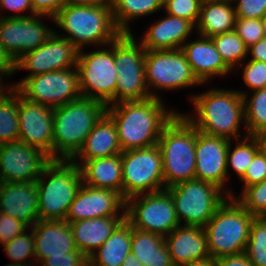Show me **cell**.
<instances>
[{
    "mask_svg": "<svg viewBox=\"0 0 266 266\" xmlns=\"http://www.w3.org/2000/svg\"><path fill=\"white\" fill-rule=\"evenodd\" d=\"M121 153L122 149L119 144L116 126L105 113L71 161L81 166L87 160L110 157Z\"/></svg>",
    "mask_w": 266,
    "mask_h": 266,
    "instance_id": "484cf974",
    "label": "cell"
},
{
    "mask_svg": "<svg viewBox=\"0 0 266 266\" xmlns=\"http://www.w3.org/2000/svg\"><path fill=\"white\" fill-rule=\"evenodd\" d=\"M15 74V62L9 57L0 45V75L2 77H12Z\"/></svg>",
    "mask_w": 266,
    "mask_h": 266,
    "instance_id": "f907efd6",
    "label": "cell"
},
{
    "mask_svg": "<svg viewBox=\"0 0 266 266\" xmlns=\"http://www.w3.org/2000/svg\"><path fill=\"white\" fill-rule=\"evenodd\" d=\"M196 35L198 38L194 40L188 39L181 47V50L197 79L202 84L207 83L208 85L216 77L226 78L228 74L233 73V70L220 56L212 39Z\"/></svg>",
    "mask_w": 266,
    "mask_h": 266,
    "instance_id": "7402d4cb",
    "label": "cell"
},
{
    "mask_svg": "<svg viewBox=\"0 0 266 266\" xmlns=\"http://www.w3.org/2000/svg\"><path fill=\"white\" fill-rule=\"evenodd\" d=\"M123 198L165 189L162 156L158 145L123 151Z\"/></svg>",
    "mask_w": 266,
    "mask_h": 266,
    "instance_id": "4fadbf2b",
    "label": "cell"
},
{
    "mask_svg": "<svg viewBox=\"0 0 266 266\" xmlns=\"http://www.w3.org/2000/svg\"><path fill=\"white\" fill-rule=\"evenodd\" d=\"M136 39L135 33H121L114 40L116 103L151 97L145 81V49Z\"/></svg>",
    "mask_w": 266,
    "mask_h": 266,
    "instance_id": "30bf717a",
    "label": "cell"
},
{
    "mask_svg": "<svg viewBox=\"0 0 266 266\" xmlns=\"http://www.w3.org/2000/svg\"><path fill=\"white\" fill-rule=\"evenodd\" d=\"M211 39L224 62L232 70L248 58V47L234 30Z\"/></svg>",
    "mask_w": 266,
    "mask_h": 266,
    "instance_id": "8d00e7d4",
    "label": "cell"
},
{
    "mask_svg": "<svg viewBox=\"0 0 266 266\" xmlns=\"http://www.w3.org/2000/svg\"><path fill=\"white\" fill-rule=\"evenodd\" d=\"M125 216L99 217L69 223L76 248L89 257L112 234Z\"/></svg>",
    "mask_w": 266,
    "mask_h": 266,
    "instance_id": "4316f807",
    "label": "cell"
},
{
    "mask_svg": "<svg viewBox=\"0 0 266 266\" xmlns=\"http://www.w3.org/2000/svg\"><path fill=\"white\" fill-rule=\"evenodd\" d=\"M44 19L54 23L53 17L45 15L0 18V45L14 62L44 44L54 33Z\"/></svg>",
    "mask_w": 266,
    "mask_h": 266,
    "instance_id": "2e32d148",
    "label": "cell"
},
{
    "mask_svg": "<svg viewBox=\"0 0 266 266\" xmlns=\"http://www.w3.org/2000/svg\"><path fill=\"white\" fill-rule=\"evenodd\" d=\"M244 253L254 266H266V217L253 219Z\"/></svg>",
    "mask_w": 266,
    "mask_h": 266,
    "instance_id": "74e56055",
    "label": "cell"
},
{
    "mask_svg": "<svg viewBox=\"0 0 266 266\" xmlns=\"http://www.w3.org/2000/svg\"><path fill=\"white\" fill-rule=\"evenodd\" d=\"M53 20L55 27L63 31L54 29V32L79 50L91 45L94 48L109 45L121 34L113 21L110 0L95 6L65 4Z\"/></svg>",
    "mask_w": 266,
    "mask_h": 266,
    "instance_id": "3957f363",
    "label": "cell"
},
{
    "mask_svg": "<svg viewBox=\"0 0 266 266\" xmlns=\"http://www.w3.org/2000/svg\"><path fill=\"white\" fill-rule=\"evenodd\" d=\"M16 90L26 100L52 108L82 97L76 67L27 77Z\"/></svg>",
    "mask_w": 266,
    "mask_h": 266,
    "instance_id": "5bb4252c",
    "label": "cell"
},
{
    "mask_svg": "<svg viewBox=\"0 0 266 266\" xmlns=\"http://www.w3.org/2000/svg\"><path fill=\"white\" fill-rule=\"evenodd\" d=\"M28 227L12 216L0 213V245L8 243Z\"/></svg>",
    "mask_w": 266,
    "mask_h": 266,
    "instance_id": "f6af8a7d",
    "label": "cell"
},
{
    "mask_svg": "<svg viewBox=\"0 0 266 266\" xmlns=\"http://www.w3.org/2000/svg\"><path fill=\"white\" fill-rule=\"evenodd\" d=\"M262 26H263V31H264V35L266 37V15H264L262 18Z\"/></svg>",
    "mask_w": 266,
    "mask_h": 266,
    "instance_id": "680465c9",
    "label": "cell"
},
{
    "mask_svg": "<svg viewBox=\"0 0 266 266\" xmlns=\"http://www.w3.org/2000/svg\"><path fill=\"white\" fill-rule=\"evenodd\" d=\"M236 18L232 2L204 0L195 26V34L212 38L233 31Z\"/></svg>",
    "mask_w": 266,
    "mask_h": 266,
    "instance_id": "f1b7e54d",
    "label": "cell"
},
{
    "mask_svg": "<svg viewBox=\"0 0 266 266\" xmlns=\"http://www.w3.org/2000/svg\"><path fill=\"white\" fill-rule=\"evenodd\" d=\"M230 140L196 129L195 178L216 185L228 196L227 150Z\"/></svg>",
    "mask_w": 266,
    "mask_h": 266,
    "instance_id": "ac0fdd59",
    "label": "cell"
},
{
    "mask_svg": "<svg viewBox=\"0 0 266 266\" xmlns=\"http://www.w3.org/2000/svg\"><path fill=\"white\" fill-rule=\"evenodd\" d=\"M233 71L236 73L237 71L240 72L244 86L248 87L246 89L247 91L243 89L241 91L240 88L237 89L242 96L249 92L266 88V62L254 61L247 58V60L237 66Z\"/></svg>",
    "mask_w": 266,
    "mask_h": 266,
    "instance_id": "ab89813d",
    "label": "cell"
},
{
    "mask_svg": "<svg viewBox=\"0 0 266 266\" xmlns=\"http://www.w3.org/2000/svg\"><path fill=\"white\" fill-rule=\"evenodd\" d=\"M50 161L41 149L23 141L0 144V183L36 181Z\"/></svg>",
    "mask_w": 266,
    "mask_h": 266,
    "instance_id": "e0dca14e",
    "label": "cell"
},
{
    "mask_svg": "<svg viewBox=\"0 0 266 266\" xmlns=\"http://www.w3.org/2000/svg\"><path fill=\"white\" fill-rule=\"evenodd\" d=\"M234 31L248 48L265 37L261 19L237 17Z\"/></svg>",
    "mask_w": 266,
    "mask_h": 266,
    "instance_id": "b9f144b4",
    "label": "cell"
},
{
    "mask_svg": "<svg viewBox=\"0 0 266 266\" xmlns=\"http://www.w3.org/2000/svg\"><path fill=\"white\" fill-rule=\"evenodd\" d=\"M243 101L248 136L266 135V88L245 94Z\"/></svg>",
    "mask_w": 266,
    "mask_h": 266,
    "instance_id": "836d02e7",
    "label": "cell"
},
{
    "mask_svg": "<svg viewBox=\"0 0 266 266\" xmlns=\"http://www.w3.org/2000/svg\"><path fill=\"white\" fill-rule=\"evenodd\" d=\"M0 213L32 227L39 220L36 181L0 183Z\"/></svg>",
    "mask_w": 266,
    "mask_h": 266,
    "instance_id": "603a6c76",
    "label": "cell"
},
{
    "mask_svg": "<svg viewBox=\"0 0 266 266\" xmlns=\"http://www.w3.org/2000/svg\"><path fill=\"white\" fill-rule=\"evenodd\" d=\"M11 263L3 266H33L35 265L34 235L31 227L0 246ZM31 257V260H28ZM34 260V261H33ZM31 262V263H30Z\"/></svg>",
    "mask_w": 266,
    "mask_h": 266,
    "instance_id": "d590c367",
    "label": "cell"
},
{
    "mask_svg": "<svg viewBox=\"0 0 266 266\" xmlns=\"http://www.w3.org/2000/svg\"><path fill=\"white\" fill-rule=\"evenodd\" d=\"M115 26L121 33H133L131 23L163 10V0H110Z\"/></svg>",
    "mask_w": 266,
    "mask_h": 266,
    "instance_id": "1f68e13d",
    "label": "cell"
},
{
    "mask_svg": "<svg viewBox=\"0 0 266 266\" xmlns=\"http://www.w3.org/2000/svg\"><path fill=\"white\" fill-rule=\"evenodd\" d=\"M18 91L12 88L0 99V144L19 139Z\"/></svg>",
    "mask_w": 266,
    "mask_h": 266,
    "instance_id": "e575fe53",
    "label": "cell"
},
{
    "mask_svg": "<svg viewBox=\"0 0 266 266\" xmlns=\"http://www.w3.org/2000/svg\"><path fill=\"white\" fill-rule=\"evenodd\" d=\"M79 50L76 68L82 97L116 104L117 70L114 63V41L92 51Z\"/></svg>",
    "mask_w": 266,
    "mask_h": 266,
    "instance_id": "9c48e42d",
    "label": "cell"
},
{
    "mask_svg": "<svg viewBox=\"0 0 266 266\" xmlns=\"http://www.w3.org/2000/svg\"><path fill=\"white\" fill-rule=\"evenodd\" d=\"M157 145L162 156L165 189L195 179L196 128L180 111L164 127Z\"/></svg>",
    "mask_w": 266,
    "mask_h": 266,
    "instance_id": "5b68a950",
    "label": "cell"
},
{
    "mask_svg": "<svg viewBox=\"0 0 266 266\" xmlns=\"http://www.w3.org/2000/svg\"><path fill=\"white\" fill-rule=\"evenodd\" d=\"M236 17L261 19L266 15V0H234Z\"/></svg>",
    "mask_w": 266,
    "mask_h": 266,
    "instance_id": "ee69618b",
    "label": "cell"
},
{
    "mask_svg": "<svg viewBox=\"0 0 266 266\" xmlns=\"http://www.w3.org/2000/svg\"><path fill=\"white\" fill-rule=\"evenodd\" d=\"M131 253L143 266H175L164 237L132 227Z\"/></svg>",
    "mask_w": 266,
    "mask_h": 266,
    "instance_id": "4dcf8cb0",
    "label": "cell"
},
{
    "mask_svg": "<svg viewBox=\"0 0 266 266\" xmlns=\"http://www.w3.org/2000/svg\"><path fill=\"white\" fill-rule=\"evenodd\" d=\"M106 108L101 101L85 97L53 108V160H71Z\"/></svg>",
    "mask_w": 266,
    "mask_h": 266,
    "instance_id": "277c9868",
    "label": "cell"
},
{
    "mask_svg": "<svg viewBox=\"0 0 266 266\" xmlns=\"http://www.w3.org/2000/svg\"><path fill=\"white\" fill-rule=\"evenodd\" d=\"M132 226L124 219L110 237L89 257V266H122L131 253Z\"/></svg>",
    "mask_w": 266,
    "mask_h": 266,
    "instance_id": "f546056e",
    "label": "cell"
},
{
    "mask_svg": "<svg viewBox=\"0 0 266 266\" xmlns=\"http://www.w3.org/2000/svg\"><path fill=\"white\" fill-rule=\"evenodd\" d=\"M80 169L85 185L115 190L123 196L121 154L87 160Z\"/></svg>",
    "mask_w": 266,
    "mask_h": 266,
    "instance_id": "83f0119b",
    "label": "cell"
},
{
    "mask_svg": "<svg viewBox=\"0 0 266 266\" xmlns=\"http://www.w3.org/2000/svg\"><path fill=\"white\" fill-rule=\"evenodd\" d=\"M0 11V18L27 17L33 15L31 0H0ZM7 11H11L13 14L6 15Z\"/></svg>",
    "mask_w": 266,
    "mask_h": 266,
    "instance_id": "bcb514c9",
    "label": "cell"
},
{
    "mask_svg": "<svg viewBox=\"0 0 266 266\" xmlns=\"http://www.w3.org/2000/svg\"><path fill=\"white\" fill-rule=\"evenodd\" d=\"M33 15H45L54 17L66 4L65 0H31Z\"/></svg>",
    "mask_w": 266,
    "mask_h": 266,
    "instance_id": "c3c4849f",
    "label": "cell"
},
{
    "mask_svg": "<svg viewBox=\"0 0 266 266\" xmlns=\"http://www.w3.org/2000/svg\"><path fill=\"white\" fill-rule=\"evenodd\" d=\"M126 200L115 190L85 185L71 203L65 221L68 223L99 217L125 216Z\"/></svg>",
    "mask_w": 266,
    "mask_h": 266,
    "instance_id": "ffe728a7",
    "label": "cell"
},
{
    "mask_svg": "<svg viewBox=\"0 0 266 266\" xmlns=\"http://www.w3.org/2000/svg\"><path fill=\"white\" fill-rule=\"evenodd\" d=\"M41 266H89L88 257L80 250L66 253V256L48 257Z\"/></svg>",
    "mask_w": 266,
    "mask_h": 266,
    "instance_id": "7dc6e473",
    "label": "cell"
},
{
    "mask_svg": "<svg viewBox=\"0 0 266 266\" xmlns=\"http://www.w3.org/2000/svg\"><path fill=\"white\" fill-rule=\"evenodd\" d=\"M78 54L79 49L71 41L54 32L44 44L26 52L15 62V74L21 70L29 74L15 83L13 81L12 87L16 89L27 77L74 68Z\"/></svg>",
    "mask_w": 266,
    "mask_h": 266,
    "instance_id": "9a60e30c",
    "label": "cell"
},
{
    "mask_svg": "<svg viewBox=\"0 0 266 266\" xmlns=\"http://www.w3.org/2000/svg\"><path fill=\"white\" fill-rule=\"evenodd\" d=\"M193 32L195 26L190 21L164 12L137 40L145 50L181 49Z\"/></svg>",
    "mask_w": 266,
    "mask_h": 266,
    "instance_id": "cb8c5ba5",
    "label": "cell"
},
{
    "mask_svg": "<svg viewBox=\"0 0 266 266\" xmlns=\"http://www.w3.org/2000/svg\"><path fill=\"white\" fill-rule=\"evenodd\" d=\"M164 101L150 97L107 106L106 114L116 126L122 152L158 144L164 127L179 112L165 106Z\"/></svg>",
    "mask_w": 266,
    "mask_h": 266,
    "instance_id": "6da1fadb",
    "label": "cell"
},
{
    "mask_svg": "<svg viewBox=\"0 0 266 266\" xmlns=\"http://www.w3.org/2000/svg\"><path fill=\"white\" fill-rule=\"evenodd\" d=\"M164 241L175 266H183L210 257L203 227L179 225Z\"/></svg>",
    "mask_w": 266,
    "mask_h": 266,
    "instance_id": "d4e9b609",
    "label": "cell"
},
{
    "mask_svg": "<svg viewBox=\"0 0 266 266\" xmlns=\"http://www.w3.org/2000/svg\"><path fill=\"white\" fill-rule=\"evenodd\" d=\"M211 1L232 2L233 3L234 0H211Z\"/></svg>",
    "mask_w": 266,
    "mask_h": 266,
    "instance_id": "91938a15",
    "label": "cell"
},
{
    "mask_svg": "<svg viewBox=\"0 0 266 266\" xmlns=\"http://www.w3.org/2000/svg\"><path fill=\"white\" fill-rule=\"evenodd\" d=\"M19 139L53 160V108L26 100L18 92Z\"/></svg>",
    "mask_w": 266,
    "mask_h": 266,
    "instance_id": "d6986e66",
    "label": "cell"
},
{
    "mask_svg": "<svg viewBox=\"0 0 266 266\" xmlns=\"http://www.w3.org/2000/svg\"><path fill=\"white\" fill-rule=\"evenodd\" d=\"M82 184L79 165L71 160H51L36 180L39 220H65Z\"/></svg>",
    "mask_w": 266,
    "mask_h": 266,
    "instance_id": "8992f818",
    "label": "cell"
},
{
    "mask_svg": "<svg viewBox=\"0 0 266 266\" xmlns=\"http://www.w3.org/2000/svg\"><path fill=\"white\" fill-rule=\"evenodd\" d=\"M230 198L236 201L251 215L255 217H266V179L246 187L238 195L236 192Z\"/></svg>",
    "mask_w": 266,
    "mask_h": 266,
    "instance_id": "f35d334b",
    "label": "cell"
},
{
    "mask_svg": "<svg viewBox=\"0 0 266 266\" xmlns=\"http://www.w3.org/2000/svg\"><path fill=\"white\" fill-rule=\"evenodd\" d=\"M266 179V158L264 154L259 151L253 158L251 164L248 166L245 174L239 179L243 185L241 192L248 186L261 183Z\"/></svg>",
    "mask_w": 266,
    "mask_h": 266,
    "instance_id": "7bdbcfd3",
    "label": "cell"
},
{
    "mask_svg": "<svg viewBox=\"0 0 266 266\" xmlns=\"http://www.w3.org/2000/svg\"><path fill=\"white\" fill-rule=\"evenodd\" d=\"M145 81L152 98L158 92L206 86L194 75L181 49L145 50Z\"/></svg>",
    "mask_w": 266,
    "mask_h": 266,
    "instance_id": "ba28073f",
    "label": "cell"
},
{
    "mask_svg": "<svg viewBox=\"0 0 266 266\" xmlns=\"http://www.w3.org/2000/svg\"><path fill=\"white\" fill-rule=\"evenodd\" d=\"M209 89V90H208ZM189 95L193 113L181 112L199 131L235 141L248 136L245 127L243 96L236 89L208 88ZM191 113V114H190ZM243 125L244 133L240 134ZM244 134V135H243Z\"/></svg>",
    "mask_w": 266,
    "mask_h": 266,
    "instance_id": "7a4b0ae2",
    "label": "cell"
},
{
    "mask_svg": "<svg viewBox=\"0 0 266 266\" xmlns=\"http://www.w3.org/2000/svg\"><path fill=\"white\" fill-rule=\"evenodd\" d=\"M254 218L236 199L227 197L203 227L210 257L218 259L244 253Z\"/></svg>",
    "mask_w": 266,
    "mask_h": 266,
    "instance_id": "52a82bcc",
    "label": "cell"
},
{
    "mask_svg": "<svg viewBox=\"0 0 266 266\" xmlns=\"http://www.w3.org/2000/svg\"><path fill=\"white\" fill-rule=\"evenodd\" d=\"M260 151L266 158V135L260 136Z\"/></svg>",
    "mask_w": 266,
    "mask_h": 266,
    "instance_id": "6f0895ef",
    "label": "cell"
},
{
    "mask_svg": "<svg viewBox=\"0 0 266 266\" xmlns=\"http://www.w3.org/2000/svg\"><path fill=\"white\" fill-rule=\"evenodd\" d=\"M125 219L137 230L163 237L180 225L172 196L167 189L128 198Z\"/></svg>",
    "mask_w": 266,
    "mask_h": 266,
    "instance_id": "7c38bea8",
    "label": "cell"
},
{
    "mask_svg": "<svg viewBox=\"0 0 266 266\" xmlns=\"http://www.w3.org/2000/svg\"><path fill=\"white\" fill-rule=\"evenodd\" d=\"M183 266H216V259L209 257L205 260L194 261V262H191L190 264H186Z\"/></svg>",
    "mask_w": 266,
    "mask_h": 266,
    "instance_id": "11a10c76",
    "label": "cell"
},
{
    "mask_svg": "<svg viewBox=\"0 0 266 266\" xmlns=\"http://www.w3.org/2000/svg\"><path fill=\"white\" fill-rule=\"evenodd\" d=\"M122 266H143V264L136 259L134 254L130 253L126 256Z\"/></svg>",
    "mask_w": 266,
    "mask_h": 266,
    "instance_id": "9f6ffc18",
    "label": "cell"
},
{
    "mask_svg": "<svg viewBox=\"0 0 266 266\" xmlns=\"http://www.w3.org/2000/svg\"><path fill=\"white\" fill-rule=\"evenodd\" d=\"M216 266H254L245 253L216 259Z\"/></svg>",
    "mask_w": 266,
    "mask_h": 266,
    "instance_id": "681fc988",
    "label": "cell"
},
{
    "mask_svg": "<svg viewBox=\"0 0 266 266\" xmlns=\"http://www.w3.org/2000/svg\"><path fill=\"white\" fill-rule=\"evenodd\" d=\"M204 0H163V11L168 15L190 21L196 26Z\"/></svg>",
    "mask_w": 266,
    "mask_h": 266,
    "instance_id": "60d3db41",
    "label": "cell"
},
{
    "mask_svg": "<svg viewBox=\"0 0 266 266\" xmlns=\"http://www.w3.org/2000/svg\"><path fill=\"white\" fill-rule=\"evenodd\" d=\"M248 59L266 62V37L248 48Z\"/></svg>",
    "mask_w": 266,
    "mask_h": 266,
    "instance_id": "816d5d0a",
    "label": "cell"
},
{
    "mask_svg": "<svg viewBox=\"0 0 266 266\" xmlns=\"http://www.w3.org/2000/svg\"><path fill=\"white\" fill-rule=\"evenodd\" d=\"M5 78V79H4ZM7 78L9 79V78H11V77H2L1 75H0V99L4 96V95H6L13 87H12V84H7V83H9V82H6L5 83V80H7ZM4 83H5V85H4Z\"/></svg>",
    "mask_w": 266,
    "mask_h": 266,
    "instance_id": "db71d44e",
    "label": "cell"
},
{
    "mask_svg": "<svg viewBox=\"0 0 266 266\" xmlns=\"http://www.w3.org/2000/svg\"><path fill=\"white\" fill-rule=\"evenodd\" d=\"M234 144V147L232 146ZM260 151V136H246L241 139L230 141L227 150V174H228V197L233 194L232 186H229L230 172H235L239 180L251 164L254 156Z\"/></svg>",
    "mask_w": 266,
    "mask_h": 266,
    "instance_id": "d6a6232c",
    "label": "cell"
},
{
    "mask_svg": "<svg viewBox=\"0 0 266 266\" xmlns=\"http://www.w3.org/2000/svg\"><path fill=\"white\" fill-rule=\"evenodd\" d=\"M180 225L204 227L228 197L209 182L191 179L167 188Z\"/></svg>",
    "mask_w": 266,
    "mask_h": 266,
    "instance_id": "8fae6325",
    "label": "cell"
},
{
    "mask_svg": "<svg viewBox=\"0 0 266 266\" xmlns=\"http://www.w3.org/2000/svg\"><path fill=\"white\" fill-rule=\"evenodd\" d=\"M31 228L36 266L48 257L66 256L77 250L71 226L65 220H38Z\"/></svg>",
    "mask_w": 266,
    "mask_h": 266,
    "instance_id": "44dd1931",
    "label": "cell"
},
{
    "mask_svg": "<svg viewBox=\"0 0 266 266\" xmlns=\"http://www.w3.org/2000/svg\"><path fill=\"white\" fill-rule=\"evenodd\" d=\"M107 0H65L66 4L77 6H95L101 3H105Z\"/></svg>",
    "mask_w": 266,
    "mask_h": 266,
    "instance_id": "f5cc1de1",
    "label": "cell"
}]
</instances>
